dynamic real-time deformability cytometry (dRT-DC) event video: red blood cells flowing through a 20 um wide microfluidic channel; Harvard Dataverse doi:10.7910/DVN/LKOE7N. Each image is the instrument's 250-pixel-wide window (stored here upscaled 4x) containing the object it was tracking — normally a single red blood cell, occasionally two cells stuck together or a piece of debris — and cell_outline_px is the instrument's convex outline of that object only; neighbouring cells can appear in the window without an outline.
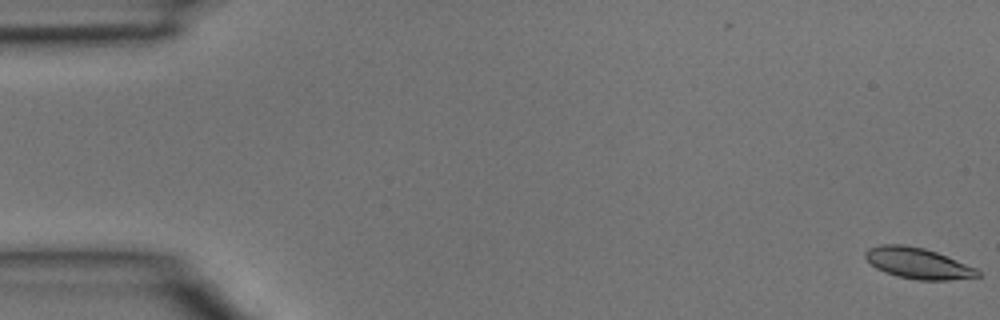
{"species": "common noctule bat (a hibernating species)", "species_latin": "Nyctalus noctula", "temperature_condition": "room temperature", "stored_images_in_passage": 5, "camera_frame_rate_fps": 3000, "um_per_image_px": 0.085, "animal": {"sex": "male", "body_mass_g": 15.6}, "frame": {"image": 1, "passage_image": 1, "time_ms": 0.0, "image_size_px": [1000, 320], "cell_outline_px": [[980, 276], [948, 280], [916, 280], [896, 276], [884, 272], [876, 268], [864, 256], [864, 252], [868, 248], [880, 244], [904, 244], [924, 248], [936, 252], [976, 268], [980, 272]], "centroid_in_image_um": [77.98, 22.37], "position_along_channel_um": 7.0, "area_um2": 20.23}}
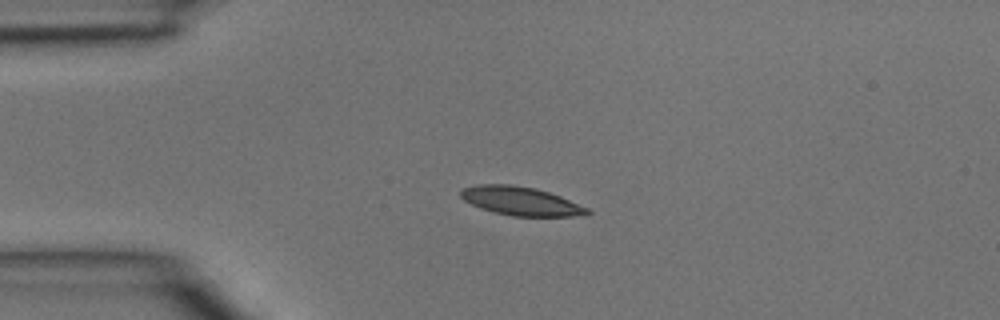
{"frame": {"image": 2, "passage_image": 4, "time_ms": 1.0, "image_size_px": [1000, 320], "cell_outline_px": [[592, 212], [588, 216], [512, 216], [480, 208], [464, 200], [460, 196], [460, 192], [464, 188], [480, 184], [508, 184], [536, 188], [560, 196], [588, 208]], "centroid_in_image_um": [44.31, 17.1], "position_along_channel_um": 40.7, "area_um2": 21.04}}